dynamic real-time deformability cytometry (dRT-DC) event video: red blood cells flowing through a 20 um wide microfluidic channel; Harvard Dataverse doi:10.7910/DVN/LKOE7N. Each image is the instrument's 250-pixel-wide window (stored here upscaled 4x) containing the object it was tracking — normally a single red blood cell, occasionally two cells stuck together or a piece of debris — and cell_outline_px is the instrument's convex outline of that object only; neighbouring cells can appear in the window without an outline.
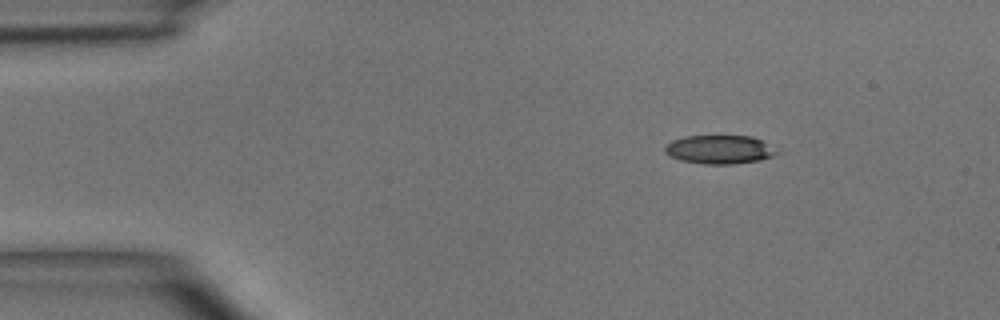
{"species": "common noctule bat (a hibernating species)", "species_latin": "Nyctalus noctula", "temperature_condition": "room temperature", "stored_images_in_passage": 2, "camera_frame_rate_fps": 3000, "um_per_image_px": 0.085, "animal": {"sex": "male", "body_mass_g": 15.6}, "frame": {"image": 1, "passage_image": 1, "time_ms": 0.0, "image_size_px": [1000, 320], "cell_outline_px": [[784, 152], [760, 160], [732, 164], [704, 164], [680, 160], [664, 152], [664, 144], [672, 140], [684, 136], [752, 136]], "centroid_in_image_um": [61.17, 12.71], "position_along_channel_um": 23.8, "area_um2": 18.84}}